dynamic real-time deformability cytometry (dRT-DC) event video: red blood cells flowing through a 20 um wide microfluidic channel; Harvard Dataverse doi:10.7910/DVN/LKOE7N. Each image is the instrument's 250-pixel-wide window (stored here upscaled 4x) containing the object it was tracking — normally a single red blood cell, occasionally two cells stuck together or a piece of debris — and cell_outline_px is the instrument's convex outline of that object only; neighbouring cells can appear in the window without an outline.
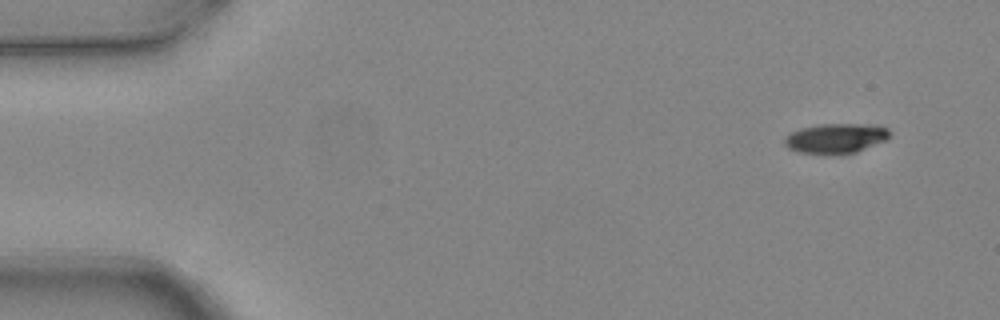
{"species": "common noctule bat (a hibernating species)", "species_latin": "Nyctalus noctula", "temperature_condition": "warm", "stored_images_in_passage": 4, "camera_frame_rate_fps": 3000, "um_per_image_px": 0.085, "animal": {"sex": "female", "body_mass_g": 24.6, "forearm_length_mm": 56.2}, "frame": {"image": 1, "passage_image": 1, "time_ms": 0.0, "image_size_px": [1000, 320], "cell_outline_px": [[888, 136], [884, 140], [856, 152], [800, 152], [788, 148], [784, 144], [784, 136], [800, 128], [820, 124], [872, 124], [888, 128]], "centroid_in_image_um": [71.01, 11.71], "position_along_channel_um": 14.0, "area_um2": 17.63}}